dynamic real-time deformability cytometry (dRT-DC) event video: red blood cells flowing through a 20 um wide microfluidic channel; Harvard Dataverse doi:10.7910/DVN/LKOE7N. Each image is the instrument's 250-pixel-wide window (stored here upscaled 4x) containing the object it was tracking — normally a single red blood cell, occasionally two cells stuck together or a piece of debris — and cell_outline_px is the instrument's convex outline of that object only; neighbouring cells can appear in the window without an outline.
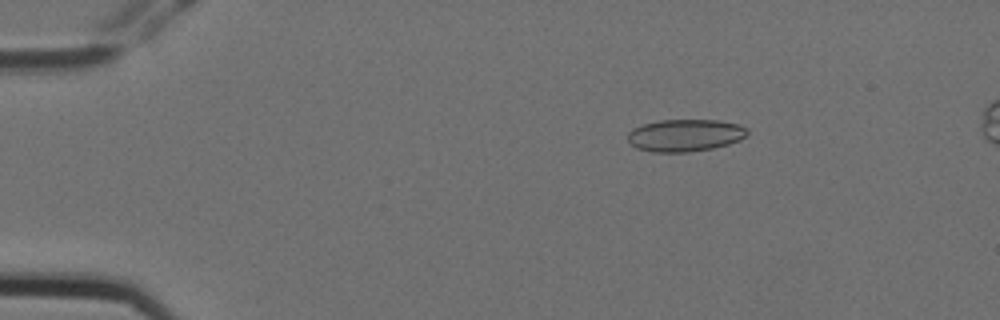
{"species": "Egyptian fruit bat (a non-hibernating species)", "species_latin": "Rousettus aegyptiacus", "temperature_condition": "cold", "stored_images_in_passage": 6, "camera_frame_rate_fps": 3000, "um_per_image_px": 0.085, "animal": {"sex": "female"}, "frame": {"image": 1, "passage_image": 3, "time_ms": 0.667, "image_size_px": [1000, 320], "cell_outline_px": [[748, 132], [740, 140], [728, 144], [712, 148], [688, 152], [652, 152], [636, 148], [628, 140], [628, 132], [632, 128], [644, 124], [660, 120], [720, 120], [740, 124], [748, 128]], "centroid_in_image_um": [58.24, 11.49], "position_along_channel_um": 26.8, "area_um2": 22.54}}